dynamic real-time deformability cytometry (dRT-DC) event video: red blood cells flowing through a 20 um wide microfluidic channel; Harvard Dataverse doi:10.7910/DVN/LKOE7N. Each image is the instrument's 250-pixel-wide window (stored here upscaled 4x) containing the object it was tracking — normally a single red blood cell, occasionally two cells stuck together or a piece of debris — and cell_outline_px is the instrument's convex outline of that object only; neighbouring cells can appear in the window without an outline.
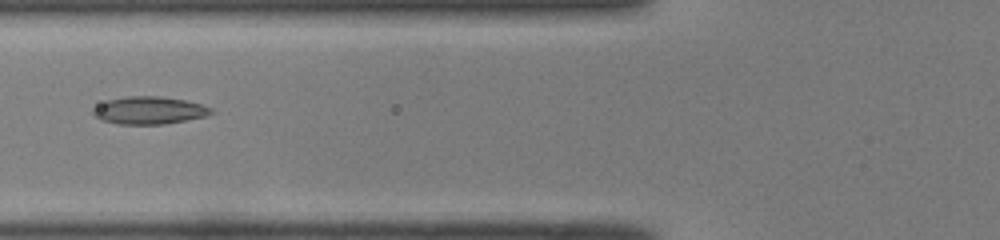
{"species": "common noctule bat (a hibernating species)", "species_latin": "Nyctalus noctula", "temperature_condition": "room temperature", "stored_images_in_passage": 38, "camera_frame_rate_fps": 3000, "um_per_image_px": 0.085, "animal": {"sex": "male", "body_mass_g": 19.0, "forearm_length_mm": 50.8}, "frame": {"image": 1, "passage_image": 8, "time_ms": 2.333, "image_size_px": [1000, 240], "cell_outline_px": [[216, 112], [208, 116], [164, 124], [120, 124], [100, 120], [92, 112], [92, 108], [108, 100], [128, 96], [160, 96], [184, 100], [200, 104], [212, 108]], "centroid_in_image_um": [12.71, 9.38], "position_along_channel_um": 113.1, "area_um2": 18.96}}
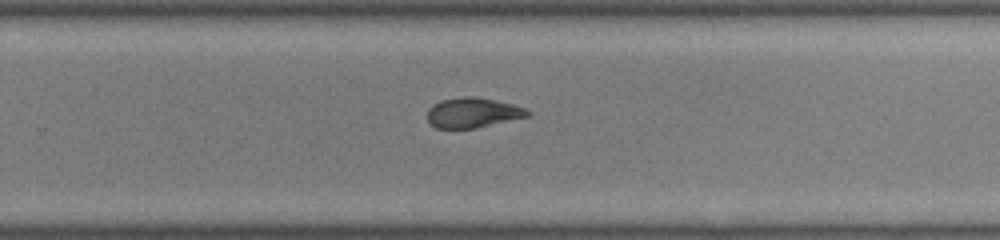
{"frame": {"image": 2, "passage_image": 21, "time_ms": 6.667, "image_size_px": [1000, 240], "cell_outline_px": [[532, 112], [528, 116], [476, 128], [436, 128], [428, 120], [428, 108], [432, 104], [440, 100], [464, 96], [472, 96], [512, 104], [524, 108]], "centroid_in_image_um": [40.16, 9.57], "position_along_channel_um": 289.6, "area_um2": 17.34}}
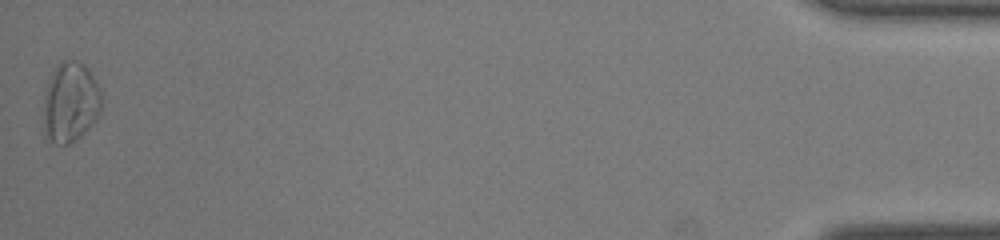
{"frame": {"image": 3, "passage_image": 38, "time_ms": 12.333, "image_size_px": [1000, 240], "cell_outline_px": [[100, 112], [96, 120], [72, 144], [56, 144], [44, 136], [44, 88], [56, 64], [60, 60], [76, 60], [84, 64], [88, 68], [100, 88]], "centroid_in_image_um": [5.96, 8.68], "position_along_channel_um": 429.2, "area_um2": 27.46}, "authors_computed_cell_mechanics": {"area_um2": 18.8717, "velocity_mm_per_s": 4.0826, "shape_relaxation_time_tau1_ms": null, "shape_relaxation_time_tau2_ms": 3.2976, "deformation_change_tau1": null, "deformation_change_tau2": 0.103}}